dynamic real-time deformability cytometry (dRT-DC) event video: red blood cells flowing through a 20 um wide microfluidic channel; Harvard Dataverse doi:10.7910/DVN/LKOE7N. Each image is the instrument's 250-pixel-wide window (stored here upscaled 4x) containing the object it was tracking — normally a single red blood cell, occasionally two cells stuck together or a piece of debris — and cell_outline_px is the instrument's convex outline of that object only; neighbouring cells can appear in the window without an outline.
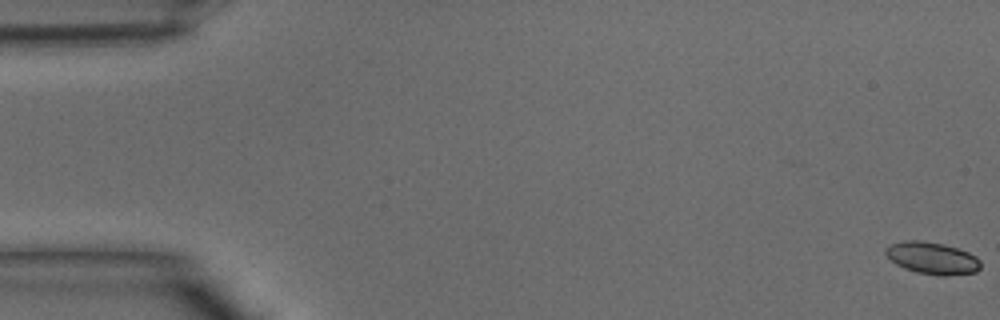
{"species": "common noctule bat (a hibernating species)", "species_latin": "Nyctalus noctula", "temperature_condition": "warm", "stored_images_in_passage": 4, "camera_frame_rate_fps": 3000, "um_per_image_px": 0.085, "animal": {"sex": "male", "body_mass_g": 15.6}, "frame": {"image": 1, "passage_image": 1, "time_ms": 0.0, "image_size_px": [1000, 320], "cell_outline_px": [[980, 268], [976, 272], [948, 276], [940, 276], [916, 272], [904, 268], [896, 264], [884, 252], [884, 248], [892, 244], [904, 240], [920, 240], [944, 244], [968, 252], [976, 256], [980, 260]], "centroid_in_image_um": [79.25, 21.94], "position_along_channel_um": 5.8, "area_um2": 17.8}}